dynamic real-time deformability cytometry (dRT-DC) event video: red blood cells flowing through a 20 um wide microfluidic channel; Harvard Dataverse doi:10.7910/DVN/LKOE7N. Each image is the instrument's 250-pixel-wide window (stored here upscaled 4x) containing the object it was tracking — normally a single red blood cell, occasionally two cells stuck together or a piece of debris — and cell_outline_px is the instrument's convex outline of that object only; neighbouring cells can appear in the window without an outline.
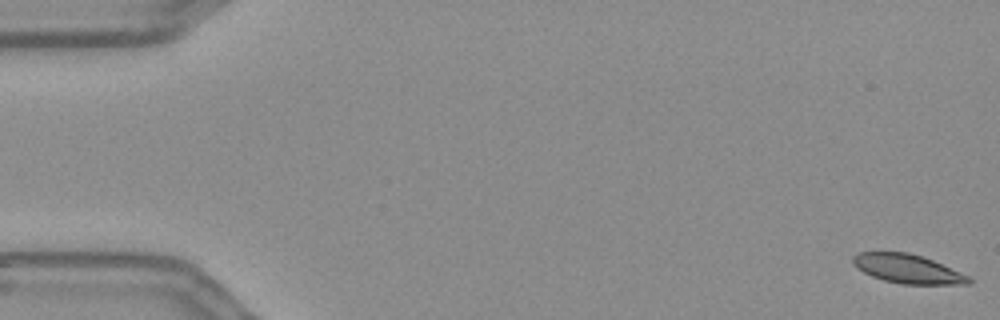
{"species": "Egyptian fruit bat (a non-hibernating species)", "species_latin": "Rousettus aegyptiacus", "temperature_condition": "warm", "stored_images_in_passage": 16, "camera_frame_rate_fps": 3000, "um_per_image_px": 0.085, "frame": {"image": 1, "passage_image": 1, "time_ms": 0.0, "image_size_px": [1000, 320], "cell_outline_px": [[972, 284], [900, 284], [884, 280], [872, 276], [864, 272], [852, 264], [852, 256], [860, 252], [908, 252], [932, 260], [972, 276]], "centroid_in_image_um": [77.18, 22.86], "position_along_channel_um": 7.8, "area_um2": 19.59}}
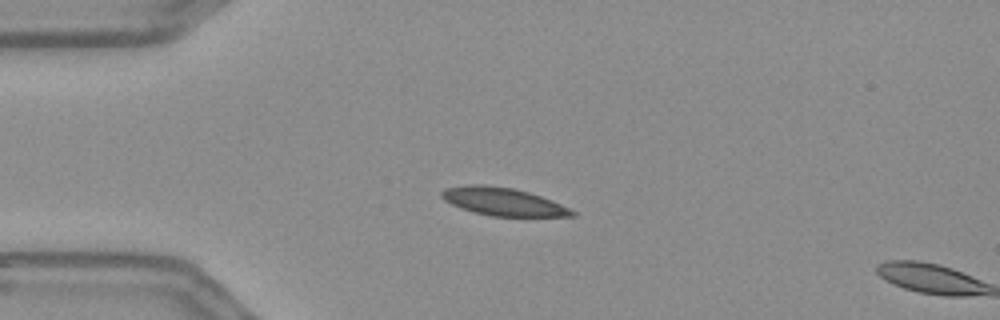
{"frame": {"image": 2, "passage_image": 14, "time_ms": 4.333, "image_size_px": [1000, 320], "cell_outline_px": [[576, 216], [492, 216], [472, 212], [460, 208], [444, 200], [440, 196], [440, 192], [444, 188], [468, 184], [484, 184], [512, 188], [528, 192], [540, 196], [560, 204], [576, 212]], "centroid_in_image_um": [42.69, 17.13], "position_along_channel_um": 42.3, "area_um2": 21.15}}